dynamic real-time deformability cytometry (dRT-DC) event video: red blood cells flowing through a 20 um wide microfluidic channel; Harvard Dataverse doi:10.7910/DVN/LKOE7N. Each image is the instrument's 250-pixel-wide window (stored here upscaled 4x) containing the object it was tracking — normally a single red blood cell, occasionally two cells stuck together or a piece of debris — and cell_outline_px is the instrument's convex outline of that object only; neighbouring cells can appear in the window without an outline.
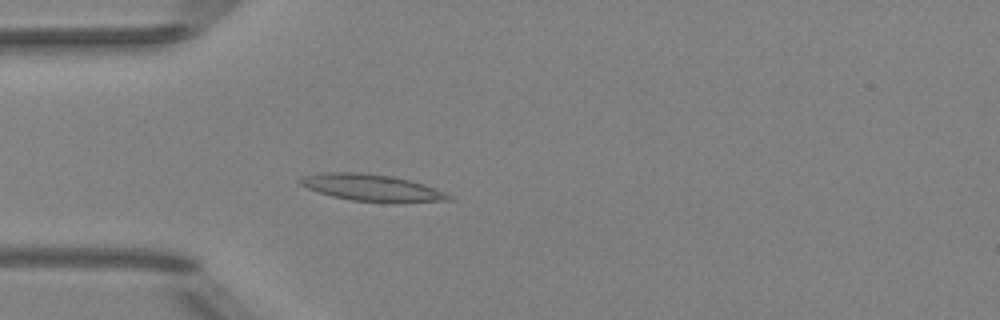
{"species": "Egyptian fruit bat (a non-hibernating species)", "species_latin": "Rousettus aegyptiacus", "temperature_condition": "room temperature", "stored_images_in_passage": 4, "camera_frame_rate_fps": 3000, "um_per_image_px": 0.085, "animal": {"sex": "female"}, "frame": {"image": 1, "passage_image": 4, "time_ms": 3.667, "image_size_px": [1000, 320], "cell_outline_px": [[456, 200], [396, 204], [352, 200], [332, 196], [308, 188], [300, 184], [296, 180], [300, 176], [324, 172], [356, 172], [392, 176], [424, 184], [444, 192], [452, 196]], "centroid_in_image_um": [31.65, 15.98], "position_along_channel_um": 53.4, "area_um2": 23.64}}